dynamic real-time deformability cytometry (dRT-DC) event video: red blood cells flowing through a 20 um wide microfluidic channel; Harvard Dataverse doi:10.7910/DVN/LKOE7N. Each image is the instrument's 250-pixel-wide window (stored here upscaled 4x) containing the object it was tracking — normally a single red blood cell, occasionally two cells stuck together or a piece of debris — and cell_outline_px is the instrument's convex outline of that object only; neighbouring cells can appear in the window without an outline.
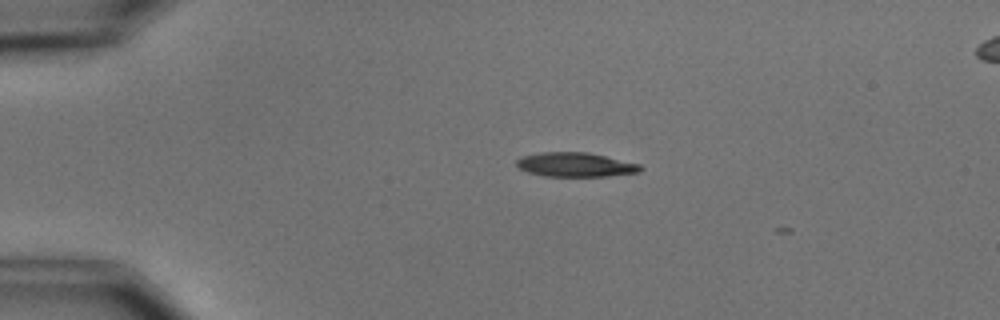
{"species": "common noctule bat (a hibernating species)", "species_latin": "Nyctalus noctula", "temperature_condition": "cold", "stored_images_in_passage": 2, "camera_frame_rate_fps": 3000, "um_per_image_px": 0.085, "animal": {"sex": "male", "body_mass_g": 15.6}, "frame": {"image": 1, "passage_image": 1, "time_ms": 0.0, "image_size_px": [1000, 320], "cell_outline_px": [[644, 168], [640, 172], [608, 176], [544, 176], [528, 172], [520, 168], [516, 164], [516, 160], [524, 156], [540, 152], [588, 152], [640, 164]], "centroid_in_image_um": [48.94, 14.0], "position_along_channel_um": 36.1, "area_um2": 17.46}}